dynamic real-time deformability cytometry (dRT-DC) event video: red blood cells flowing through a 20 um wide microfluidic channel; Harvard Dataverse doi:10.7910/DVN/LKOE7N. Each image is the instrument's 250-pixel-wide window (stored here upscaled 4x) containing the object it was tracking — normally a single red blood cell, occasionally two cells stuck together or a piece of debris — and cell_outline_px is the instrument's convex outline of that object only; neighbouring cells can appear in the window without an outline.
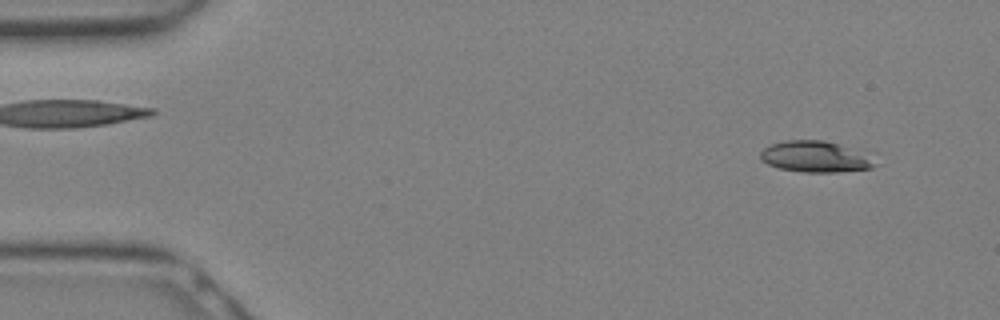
{"species": "Egyptian fruit bat (a non-hibernating species)", "species_latin": "Rousettus aegyptiacus", "temperature_condition": "warm", "stored_images_in_passage": 10, "camera_frame_rate_fps": 3000, "um_per_image_px": 0.085, "animal": {"sex": "female"}, "frame": {"image": 1, "passage_image": 2, "time_ms": 0.333, "image_size_px": [1000, 320], "cell_outline_px": [[876, 164], [872, 168], [836, 172], [804, 172], [780, 168], [768, 164], [760, 160], [760, 152], [764, 148], [772, 144], [784, 140], [824, 140], [836, 144]], "centroid_in_image_um": [69.09, 13.33], "position_along_channel_um": 15.9, "area_um2": 19.65}}
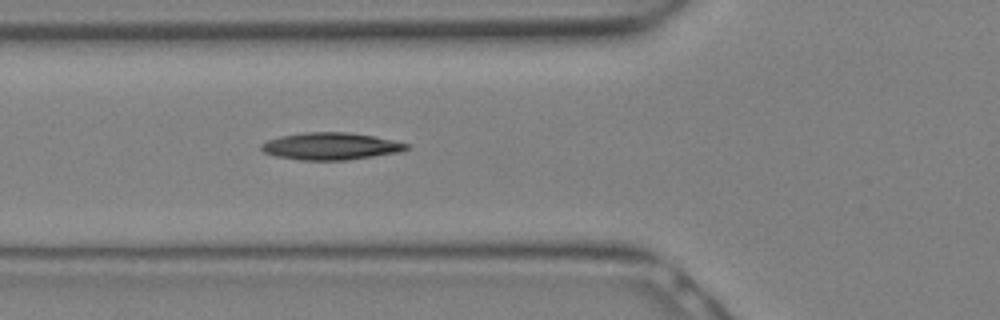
{"frame": {"image": 2, "passage_image": 10, "time_ms": 3.0, "image_size_px": [1000, 320], "cell_outline_px": [[408, 148], [400, 152], [344, 160], [300, 160], [276, 156], [264, 152], [260, 148], [260, 144], [268, 140], [280, 136], [304, 132], [348, 132], [372, 136], [392, 140], [408, 144]], "centroid_in_image_um": [28.06, 12.42], "position_along_channel_um": 97.7, "area_um2": 22.77}}